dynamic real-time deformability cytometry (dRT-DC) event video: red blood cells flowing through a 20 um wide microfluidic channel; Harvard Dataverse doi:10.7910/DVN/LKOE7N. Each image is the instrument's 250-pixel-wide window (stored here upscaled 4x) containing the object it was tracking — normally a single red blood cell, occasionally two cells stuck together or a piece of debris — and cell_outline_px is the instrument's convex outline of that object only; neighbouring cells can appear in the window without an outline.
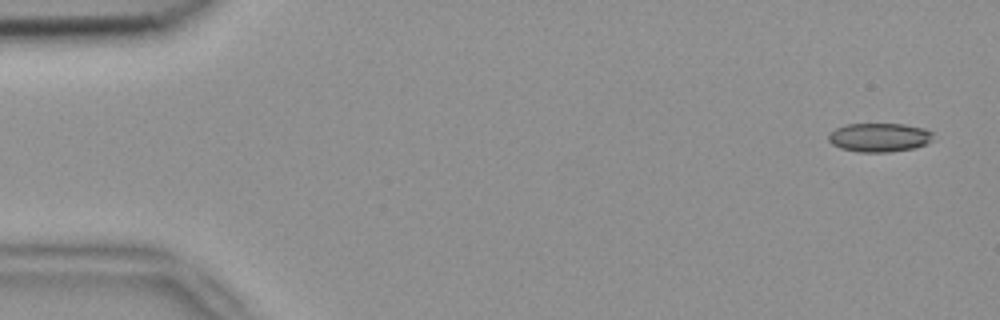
{"species": "common noctule bat (a hibernating species)", "species_latin": "Nyctalus noctula", "temperature_condition": "room temperature", "stored_images_in_passage": 6, "camera_frame_rate_fps": 3000, "um_per_image_px": 0.085, "animal": {"sex": "female", "body_mass_g": 18.4}, "frame": {"image": 1, "passage_image": 1, "time_ms": 0.0, "image_size_px": [1000, 320], "cell_outline_px": [[936, 140], [928, 144], [916, 148], [888, 152], [860, 152], [840, 148], [832, 144], [828, 140], [828, 132], [844, 124], [904, 124], [924, 128], [932, 132]], "centroid_in_image_um": [74.78, 11.68], "position_along_channel_um": 10.2, "area_um2": 17.98}}